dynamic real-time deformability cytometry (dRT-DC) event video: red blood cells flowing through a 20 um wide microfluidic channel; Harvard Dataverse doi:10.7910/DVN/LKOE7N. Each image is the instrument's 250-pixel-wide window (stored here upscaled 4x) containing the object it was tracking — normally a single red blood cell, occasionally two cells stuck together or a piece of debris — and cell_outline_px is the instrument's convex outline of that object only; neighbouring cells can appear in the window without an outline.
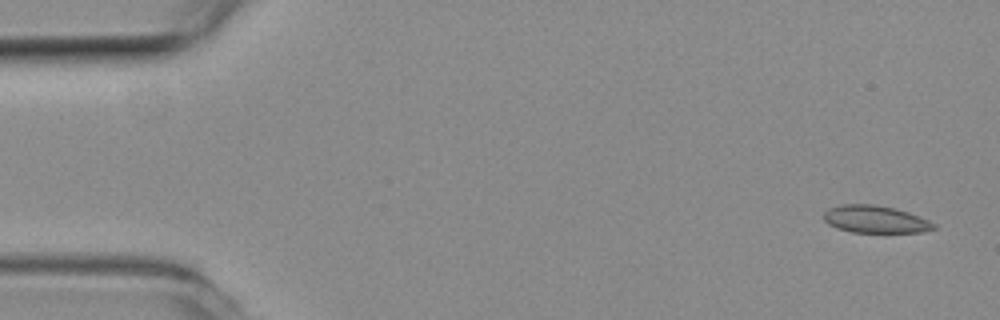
{"species": "common noctule bat (a hibernating species)", "species_latin": "Nyctalus noctula", "temperature_condition": "room temperature", "stored_images_in_passage": 25, "camera_frame_rate_fps": 3000, "um_per_image_px": 0.085, "animal": {"sex": "female", "body_mass_g": 19.3, "forearm_length_mm": 54.1}, "frame": {"image": 1, "passage_image": 1, "time_ms": 0.0, "image_size_px": [1000, 320], "cell_outline_px": [[936, 228], [924, 232], [852, 232], [836, 228], [828, 224], [824, 220], [824, 212], [828, 208], [840, 204], [872, 204], [892, 208], [908, 212], [928, 220], [936, 224]], "centroid_in_image_um": [74.37, 18.64], "position_along_channel_um": 10.6, "area_um2": 17.51}}
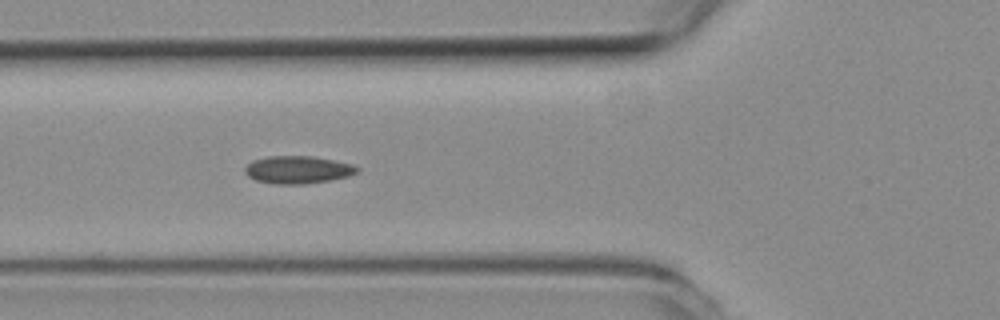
{"frame": {"image": 2, "passage_image": 18, "time_ms": 5.667, "image_size_px": [1000, 320], "cell_outline_px": [[360, 172], [348, 176], [332, 180], [304, 184], [276, 184], [256, 180], [248, 176], [244, 172], [244, 168], [252, 160], [268, 156], [312, 156], [352, 164], [360, 168]], "centroid_in_image_um": [25.32, 14.43], "position_along_channel_um": 100.5, "area_um2": 18.15}}
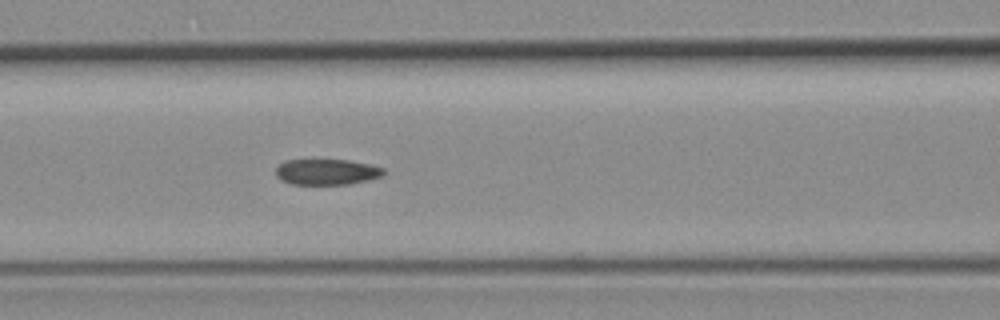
{"frame": {"image": 3, "passage_image": 21, "time_ms": 6.667, "image_size_px": [1000, 320], "cell_outline_px": [[388, 172], [384, 176], [368, 180], [348, 184], [292, 184], [276, 176], [276, 168], [284, 160], [348, 160], [372, 164], [384, 168]], "centroid_in_image_um": [27.85, 14.6], "position_along_channel_um": 138.7, "area_um2": 16.3}}